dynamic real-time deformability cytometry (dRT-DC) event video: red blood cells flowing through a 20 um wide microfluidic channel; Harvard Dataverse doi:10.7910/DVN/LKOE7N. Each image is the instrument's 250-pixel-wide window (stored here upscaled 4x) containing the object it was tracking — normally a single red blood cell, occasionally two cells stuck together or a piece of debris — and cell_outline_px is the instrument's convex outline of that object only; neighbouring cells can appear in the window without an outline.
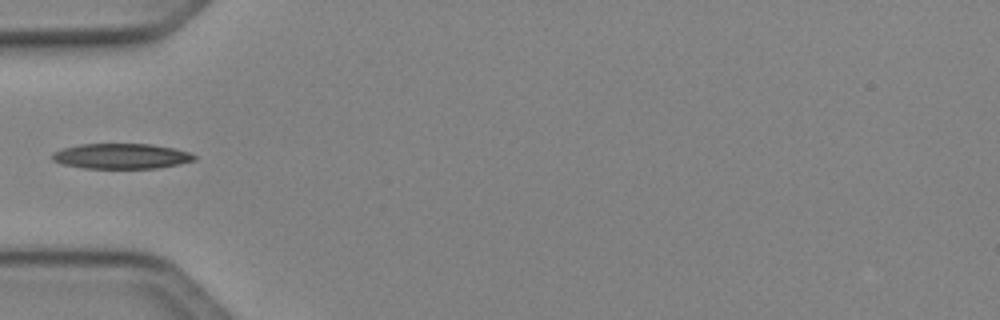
{"species": "Egyptian fruit bat (a non-hibernating species)", "species_latin": "Rousettus aegyptiacus", "temperature_condition": "cold", "stored_images_in_passage": 20, "camera_frame_rate_fps": 3000, "um_per_image_px": 0.085, "animal": {"sex": "female"}, "frame": {"image": 1, "passage_image": 1, "time_ms": 0.0, "image_size_px": [1000, 320], "cell_outline_px": [[196, 160], [180, 164], [156, 168], [84, 168], [64, 164], [52, 160], [52, 156], [56, 152], [64, 148], [80, 144], [152, 144], [172, 148], [188, 152], [196, 156]], "centroid_in_image_um": [10.35, 13.27], "position_along_channel_um": 74.7, "area_um2": 20.69}}